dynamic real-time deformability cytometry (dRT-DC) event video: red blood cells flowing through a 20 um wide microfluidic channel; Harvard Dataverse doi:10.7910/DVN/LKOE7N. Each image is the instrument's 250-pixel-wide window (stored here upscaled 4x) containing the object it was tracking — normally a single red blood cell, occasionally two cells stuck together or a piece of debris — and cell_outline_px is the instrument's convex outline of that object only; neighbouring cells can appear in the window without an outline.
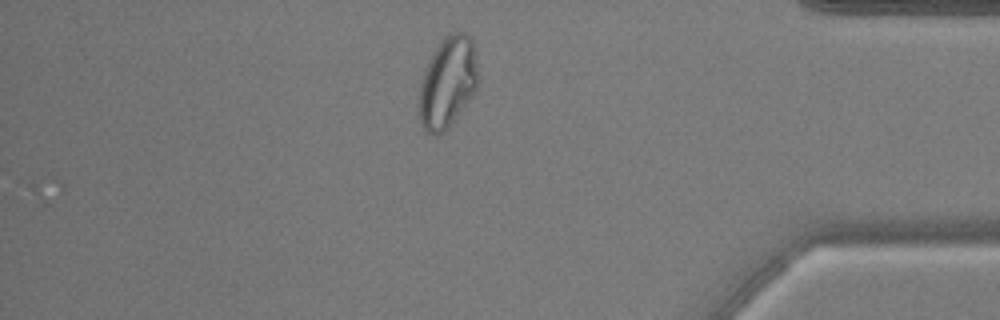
{"species": "common noctule bat (a hibernating species)", "species_latin": "Nyctalus noctula", "temperature_condition": "warm", "stored_images_in_passage": 34, "camera_frame_rate_fps": 3000, "um_per_image_px": 0.085, "animal": {"sex": "male", "body_mass_g": 17.9, "forearm_length_mm": 54.2}, "frame": {"image": 1, "passage_image": 34, "time_ms": 11.0, "image_size_px": [1000, 320], "cell_outline_px": [[480, 80], [472, 96], [448, 128], [444, 132], [436, 136], [432, 136], [424, 128], [420, 120], [420, 84], [424, 72], [432, 52], [440, 40], [448, 32], [464, 32], [472, 40]], "centroid_in_image_um": [38.07, 6.98], "position_along_channel_um": 397.1, "area_um2": 31.33}}